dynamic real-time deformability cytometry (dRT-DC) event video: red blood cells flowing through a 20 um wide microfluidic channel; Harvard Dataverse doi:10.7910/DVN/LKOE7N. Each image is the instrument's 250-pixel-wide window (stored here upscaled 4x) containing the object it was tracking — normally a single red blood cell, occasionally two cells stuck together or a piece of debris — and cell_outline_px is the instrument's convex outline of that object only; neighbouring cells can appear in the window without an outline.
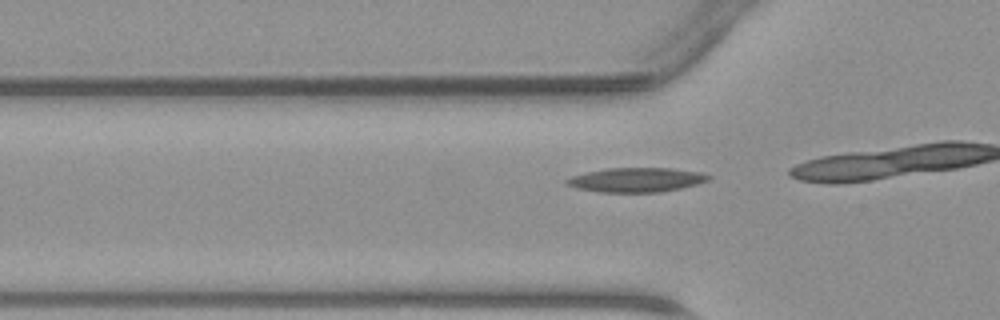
{"species": "common noctule bat (a hibernating species)", "species_latin": "Nyctalus noctula", "temperature_condition": "warm", "stored_images_in_passage": 9, "camera_frame_rate_fps": 3000, "um_per_image_px": 0.085, "animal": {"sex": "male", "body_mass_g": 23.1, "forearm_length_mm": 52.7}, "frame": {"image": 1, "passage_image": 7, "time_ms": 2.0, "image_size_px": [1000, 320], "cell_outline_px": [[712, 176], [708, 180], [696, 184], [680, 188], [660, 192], [600, 192], [576, 188], [564, 184], [564, 180], [572, 176], [588, 172], [608, 168], [672, 168], [700, 172]], "centroid_in_image_um": [54.06, 15.29], "position_along_channel_um": 71.7, "area_um2": 20.06}}